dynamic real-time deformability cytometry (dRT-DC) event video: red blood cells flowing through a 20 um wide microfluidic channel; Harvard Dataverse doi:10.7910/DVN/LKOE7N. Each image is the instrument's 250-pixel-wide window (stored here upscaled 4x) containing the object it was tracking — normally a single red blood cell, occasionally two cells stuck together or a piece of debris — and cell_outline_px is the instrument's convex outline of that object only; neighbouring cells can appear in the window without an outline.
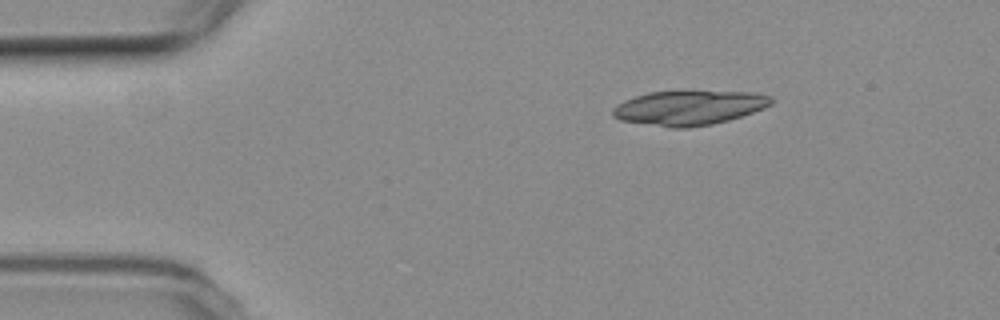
{"species": "common noctule bat (a hibernating species)", "species_latin": "Nyctalus noctula", "temperature_condition": "room temperature", "stored_images_in_passage": 3, "camera_frame_rate_fps": 3000, "um_per_image_px": 0.085, "animal": {"sex": "female", "body_mass_g": 19.3, "forearm_length_mm": 54.1}, "frame": {"image": 1, "passage_image": 1, "time_ms": 0.0, "image_size_px": [1000, 320], "cell_outline_px": [[772, 104], [764, 108], [728, 120], [712, 124], [684, 128], [668, 128], [620, 120], [612, 116], [612, 108], [624, 100], [648, 92], [752, 92], [772, 96]], "centroid_in_image_um": [58.53, 9.17], "position_along_channel_um": 26.5, "area_um2": 31.62}}